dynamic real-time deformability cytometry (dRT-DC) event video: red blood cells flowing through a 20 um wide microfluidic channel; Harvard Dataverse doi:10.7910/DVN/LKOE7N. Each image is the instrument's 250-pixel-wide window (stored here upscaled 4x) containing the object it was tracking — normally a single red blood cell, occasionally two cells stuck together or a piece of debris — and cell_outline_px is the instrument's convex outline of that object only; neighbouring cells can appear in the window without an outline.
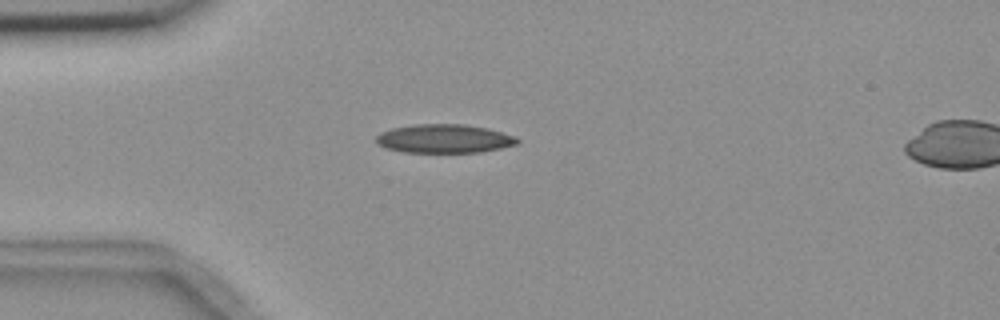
{"species": "common noctule bat (a hibernating species)", "species_latin": "Nyctalus noctula", "temperature_condition": "room temperature", "stored_images_in_passage": 2, "segment_of_instrument_passage": [1, 2], "camera_frame_rate_fps": 3000, "um_per_image_px": 0.085, "animal": {"sex": "female", "body_mass_g": 18.4}, "frame": {"image": 1, "passage_image": 1, "time_ms": 0.0, "image_size_px": [1000, 320], "cell_outline_px": [[520, 144], [480, 152], [404, 152], [384, 148], [376, 144], [376, 136], [380, 132], [392, 128], [416, 124], [464, 124], [488, 128], [516, 136], [520, 140]], "centroid_in_image_um": [37.76, 11.78], "position_along_channel_um": 47.2, "area_um2": 23.81}}